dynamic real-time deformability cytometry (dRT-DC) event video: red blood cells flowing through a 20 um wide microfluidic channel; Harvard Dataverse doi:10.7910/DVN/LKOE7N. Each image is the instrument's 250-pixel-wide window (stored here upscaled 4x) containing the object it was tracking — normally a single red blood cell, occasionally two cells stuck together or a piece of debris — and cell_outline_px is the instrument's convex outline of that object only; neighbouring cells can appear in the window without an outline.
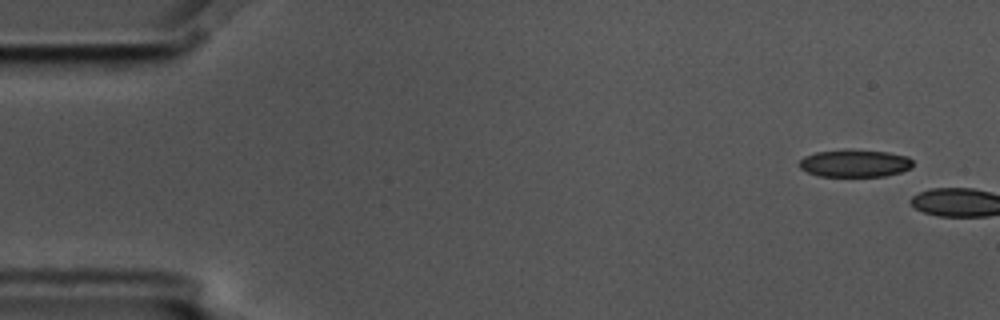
{"species": "common noctule bat (a hibernating species)", "species_latin": "Nyctalus noctula", "temperature_condition": "cold", "stored_images_in_passage": 5, "camera_frame_rate_fps": 3000, "um_per_image_px": 0.085, "animal": {"sex": "male", "body_mass_g": 17.5, "forearm_length_mm": 52.3}, "frame": {"image": 1, "passage_image": 1, "time_ms": 0.0, "image_size_px": [1000, 320], "cell_outline_px": [[912, 168], [900, 172], [884, 176], [820, 176], [808, 172], [800, 168], [800, 160], [804, 156], [816, 152], [888, 152], [908, 156], [912, 160]], "centroid_in_image_um": [72.69, 13.92], "position_along_channel_um": 12.3, "area_um2": 17.34}}
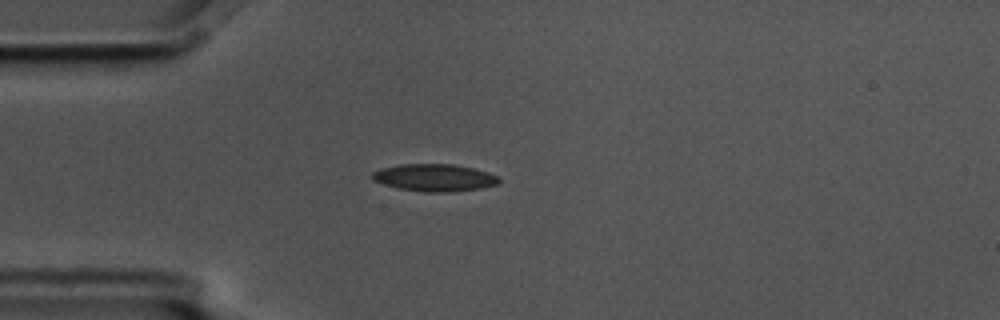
{"frame": {"image": 2, "passage_image": 5, "time_ms": 1.333, "image_size_px": [1000, 320], "cell_outline_px": [[500, 184], [480, 188], [448, 192], [428, 192], [396, 188], [372, 180], [372, 172], [380, 168], [400, 164], [452, 164], [472, 168], [488, 172], [500, 176]], "centroid_in_image_um": [36.94, 15.1], "position_along_channel_um": 48.1, "area_um2": 20.23}}